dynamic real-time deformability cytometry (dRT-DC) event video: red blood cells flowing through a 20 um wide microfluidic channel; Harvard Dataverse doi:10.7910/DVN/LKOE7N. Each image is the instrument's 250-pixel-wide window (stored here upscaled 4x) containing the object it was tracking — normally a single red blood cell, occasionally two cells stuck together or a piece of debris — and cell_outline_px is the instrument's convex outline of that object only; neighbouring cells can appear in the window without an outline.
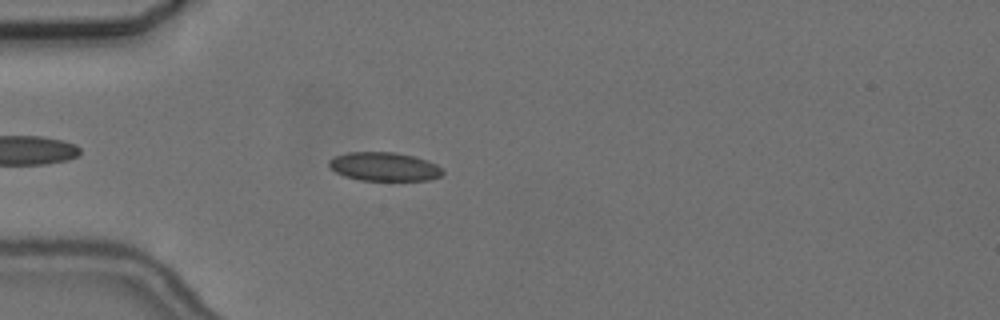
{"species": "common noctule bat (a hibernating species)", "species_latin": "Nyctalus noctula", "temperature_condition": "cold", "stored_images_in_passage": 46, "camera_frame_rate_fps": 3000, "um_per_image_px": 0.085, "animal": {"sex": "female", "body_mass_g": 24.6, "forearm_length_mm": 56.2}, "frame": {"image": 1, "passage_image": 6, "time_ms": 1.667, "image_size_px": [1000, 320], "cell_outline_px": [[444, 172], [440, 176], [428, 180], [360, 180], [344, 176], [336, 172], [328, 164], [328, 160], [336, 156], [348, 152], [396, 152], [428, 160], [436, 164]], "centroid_in_image_um": [32.65, 14.16], "position_along_channel_um": 52.3, "area_um2": 18.9}}
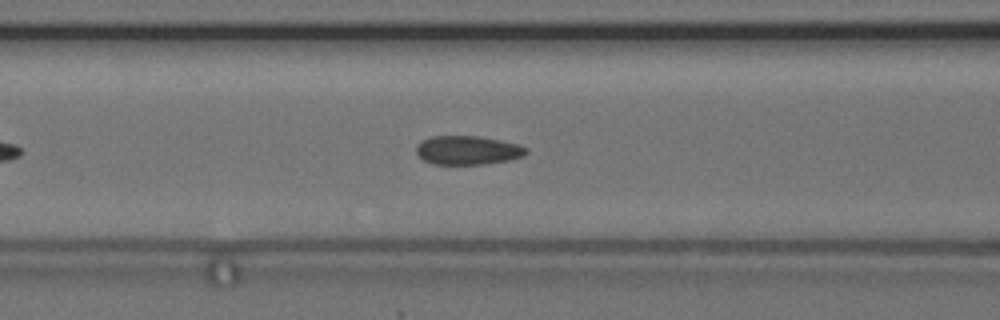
{"frame": {"image": 2, "passage_image": 13, "time_ms": 4.0, "image_size_px": [1000, 320], "cell_outline_px": [[528, 152], [524, 156], [508, 160], [484, 164], [432, 164], [424, 160], [416, 152], [416, 148], [420, 140], [432, 136], [480, 136], [500, 140], [516, 144], [528, 148]], "centroid_in_image_um": [39.75, 12.76], "position_along_channel_um": 126.9, "area_um2": 18.5}}
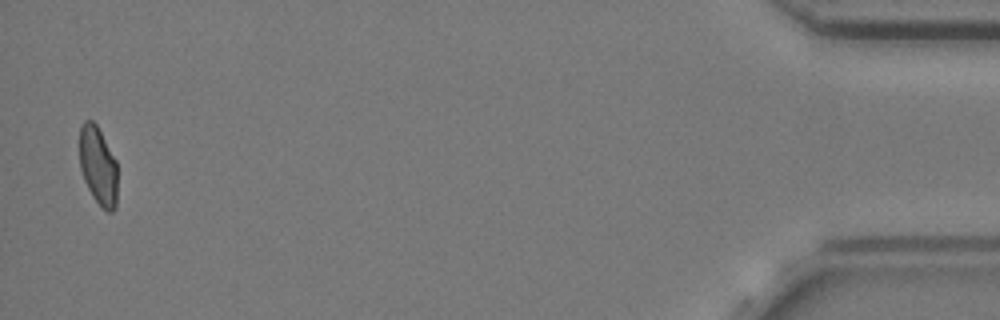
{"frame": {"image": 3, "passage_image": 45, "time_ms": 14.667, "image_size_px": [1000, 320], "cell_outline_px": [[116, 208], [112, 212], [108, 212], [92, 196], [84, 180], [80, 168], [80, 124], [84, 120], [92, 120], [96, 124], [116, 160]], "centroid_in_image_um": [8.32, 14.07], "position_along_channel_um": 426.9, "area_um2": 17.17}}